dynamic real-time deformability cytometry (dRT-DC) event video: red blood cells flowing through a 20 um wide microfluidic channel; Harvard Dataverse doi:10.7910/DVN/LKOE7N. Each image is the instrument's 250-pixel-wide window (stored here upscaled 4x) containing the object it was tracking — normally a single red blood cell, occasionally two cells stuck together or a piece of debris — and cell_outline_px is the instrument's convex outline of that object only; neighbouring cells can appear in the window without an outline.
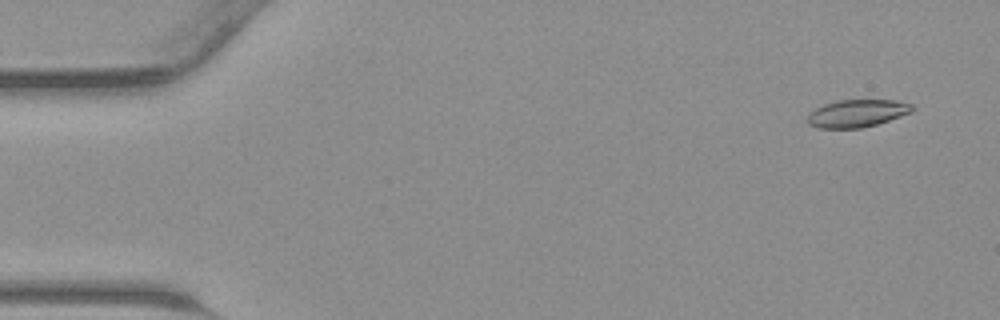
{"species": "common noctule bat (a hibernating species)", "species_latin": "Nyctalus noctula", "temperature_condition": "warm", "stored_images_in_passage": 45, "camera_frame_rate_fps": 3000, "um_per_image_px": 0.085, "animal": {"sex": "male", "body_mass_g": 23.1, "forearm_length_mm": 52.7}, "frame": {"image": 1, "passage_image": 3, "time_ms": 0.667, "image_size_px": [1000, 320], "cell_outline_px": [[916, 108], [912, 112], [876, 124], [860, 128], [820, 128], [808, 124], [808, 112], [824, 104], [836, 100], [896, 100], [912, 104]], "centroid_in_image_um": [72.85, 9.62], "position_along_channel_um": 12.1, "area_um2": 16.82}}
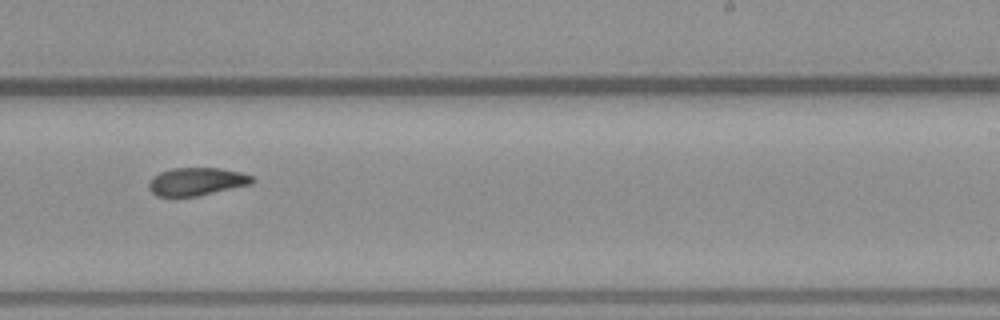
{"frame": {"image": 2, "passage_image": 28, "time_ms": 9.0, "image_size_px": [1000, 320], "cell_outline_px": [[256, 180], [252, 184], [200, 196], [156, 196], [148, 188], [148, 184], [152, 176], [160, 172], [172, 168], [220, 168], [240, 172], [252, 176]], "centroid_in_image_um": [16.72, 15.43], "position_along_channel_um": 272.3, "area_um2": 16.99}}
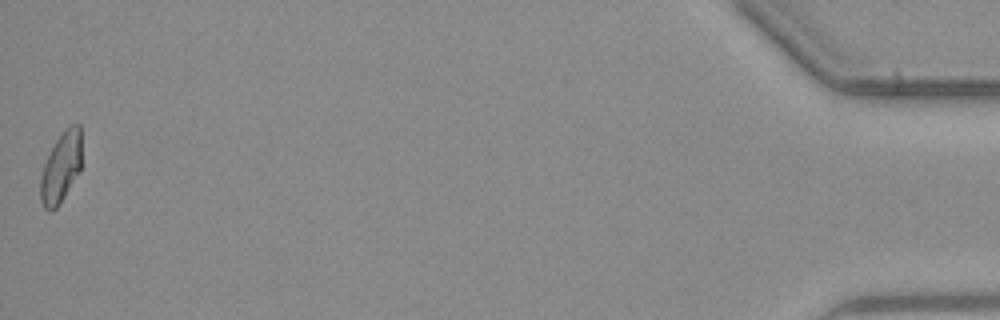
{"frame": {"image": 3, "passage_image": 45, "time_ms": 14.667, "image_size_px": [1000, 320], "cell_outline_px": [[80, 172], [60, 204], [52, 212], [48, 212], [44, 208], [40, 200], [40, 176], [44, 164], [56, 140], [72, 124], [80, 124]], "centroid_in_image_um": [5.16, 14.32], "position_along_channel_um": 430.0, "area_um2": 16.76}}